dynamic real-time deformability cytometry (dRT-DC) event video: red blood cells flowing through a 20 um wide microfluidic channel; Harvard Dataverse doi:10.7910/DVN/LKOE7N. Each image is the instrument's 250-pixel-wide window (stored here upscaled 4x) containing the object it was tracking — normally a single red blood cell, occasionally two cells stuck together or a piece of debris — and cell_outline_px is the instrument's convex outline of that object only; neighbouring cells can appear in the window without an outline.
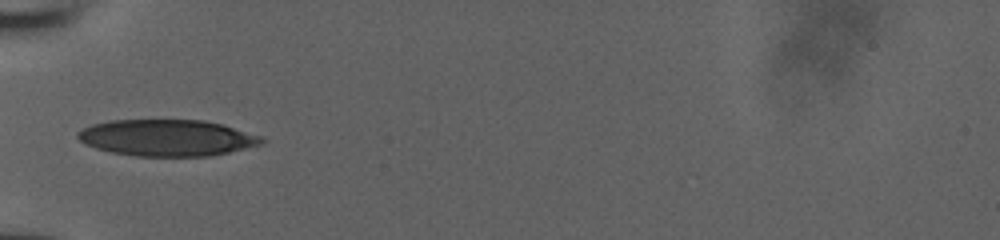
{"species": "human", "species_latin": "Homo sapiens", "temperature_condition": "room temperature", "stored_images_in_passage": 23, "camera_frame_rate_fps": 3000, "um_per_image_px": 0.085, "donor": {"sex": "male"}, "frame": {"image": 1, "passage_image": 1, "time_ms": 0.0, "image_size_px": [1000, 240], "cell_outline_px": [[268, 140], [264, 144], [228, 152], [208, 156], [136, 156], [112, 152], [96, 148], [84, 144], [76, 136], [76, 132], [92, 124], [108, 120], [204, 120], [224, 124], [264, 136]], "centroid_in_image_um": [14.25, 11.7], "position_along_channel_um": 70.7, "area_um2": 39.48}}
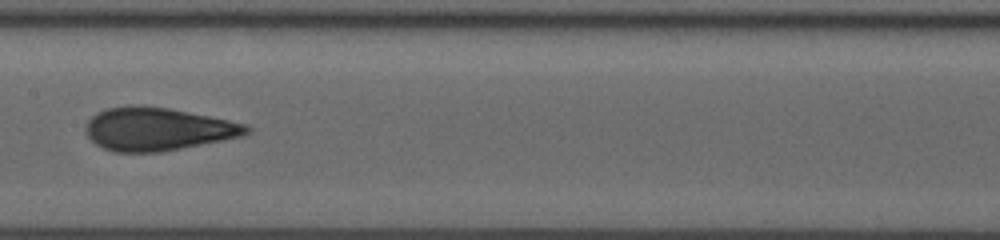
{"frame": {"image": 2, "passage_image": 9, "time_ms": 2.667, "image_size_px": [1000, 240], "cell_outline_px": [[252, 132], [244, 136], [224, 140], [160, 152], [112, 152], [96, 144], [84, 132], [84, 128], [88, 120], [96, 112], [108, 108], [136, 104], [168, 108], [248, 124], [252, 128]], "centroid_in_image_um": [13.4, 10.97], "position_along_channel_um": 194.0, "area_um2": 40.52}}
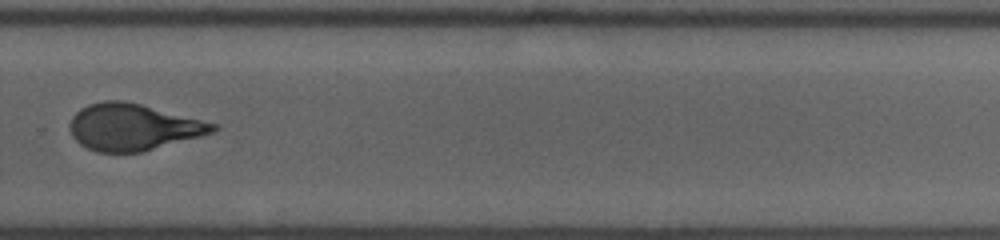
{"frame": {"image": 3, "passage_image": 14, "time_ms": 4.333, "image_size_px": [1000, 240], "cell_outline_px": [[220, 128], [212, 132], [200, 136], [140, 152], [96, 152], [80, 144], [72, 136], [68, 128], [68, 124], [72, 116], [80, 108], [88, 104], [104, 100], [124, 100], [220, 124]], "centroid_in_image_um": [11.28, 10.79], "position_along_channel_um": 318.5, "area_um2": 38.9}}